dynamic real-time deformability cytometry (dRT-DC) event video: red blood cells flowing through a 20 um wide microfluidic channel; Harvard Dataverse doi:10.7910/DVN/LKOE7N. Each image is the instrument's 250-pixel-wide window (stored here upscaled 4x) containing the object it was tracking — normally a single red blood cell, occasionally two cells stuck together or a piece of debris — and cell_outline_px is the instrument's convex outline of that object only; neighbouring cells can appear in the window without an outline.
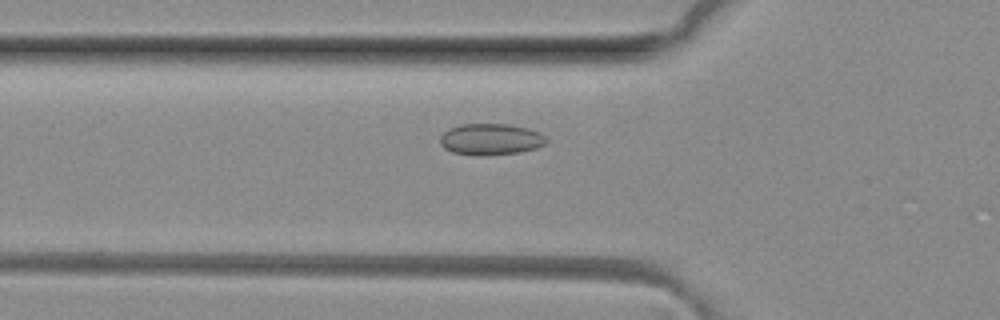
{"species": "common noctule bat (a hibernating species)", "species_latin": "Nyctalus noctula", "temperature_condition": "room temperature", "stored_images_in_passage": 50, "camera_frame_rate_fps": 3000, "um_per_image_px": 0.085, "animal": {"sex": "female", "body_mass_g": 29.2, "forearm_length_mm": 56.3}, "frame": {"image": 1, "passage_image": 17, "time_ms": 5.333, "image_size_px": [1000, 320], "cell_outline_px": [[548, 140], [544, 144], [536, 148], [520, 152], [484, 156], [476, 156], [452, 152], [444, 148], [440, 144], [440, 136], [448, 128], [460, 124], [508, 124], [528, 128], [540, 132]], "centroid_in_image_um": [41.69, 11.84], "position_along_channel_um": 84.1, "area_um2": 19.65}}
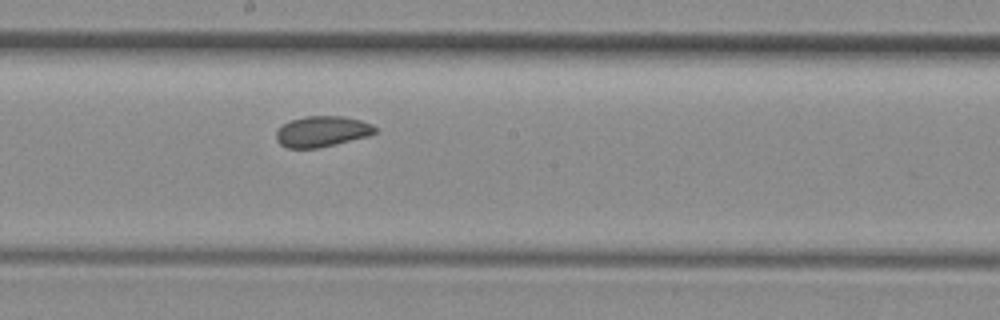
{"frame": {"image": 2, "passage_image": 27, "time_ms": 8.667, "image_size_px": [1000, 320], "cell_outline_px": [[376, 132], [368, 136], [316, 148], [288, 148], [280, 144], [276, 140], [276, 132], [284, 124], [292, 120], [304, 116], [344, 116], [360, 120], [372, 124], [376, 128]], "centroid_in_image_um": [27.37, 11.17], "position_along_channel_um": 220.8, "area_um2": 17.51}}
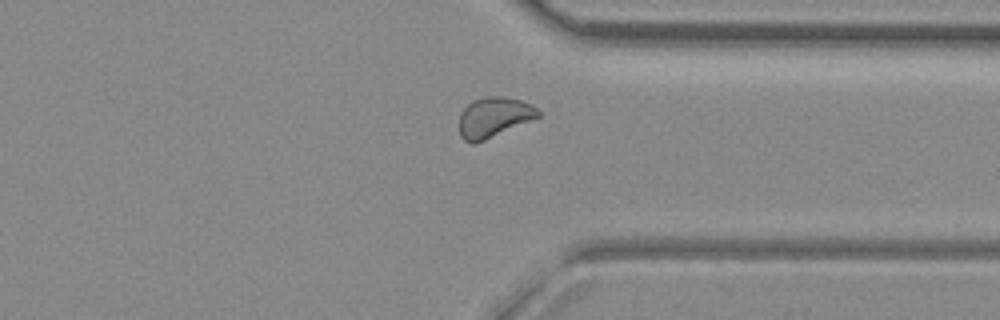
{"frame": {"image": 3, "passage_image": 38, "time_ms": 12.333, "image_size_px": [1000, 320], "cell_outline_px": [[540, 116], [476, 144], [472, 144], [464, 140], [460, 136], [460, 112], [472, 100], [484, 96], [504, 96], [520, 100], [532, 104], [540, 112]], "centroid_in_image_um": [41.96, 9.96], "position_along_channel_um": 369.4, "area_um2": 18.5}, "authors_computed_cell_mechanics": {"area_um2": 18.8139, "velocity_mm_per_s": 4.0927, "shape_relaxation_time_tau1_ms": null, "shape_relaxation_time_tau2_ms": 1.0247, "deformation_change_tau1": null, "deformation_change_tau2": 0.0631}}